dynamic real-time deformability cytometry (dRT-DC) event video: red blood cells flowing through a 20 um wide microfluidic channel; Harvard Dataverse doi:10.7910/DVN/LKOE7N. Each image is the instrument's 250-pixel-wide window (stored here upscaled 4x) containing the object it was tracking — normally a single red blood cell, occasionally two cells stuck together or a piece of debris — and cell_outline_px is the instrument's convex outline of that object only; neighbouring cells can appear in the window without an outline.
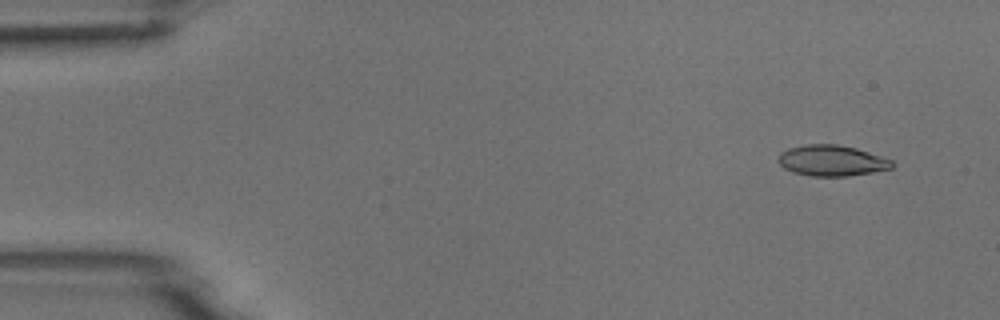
{"species": "common noctule bat (a hibernating species)", "species_latin": "Nyctalus noctula", "temperature_condition": "room temperature", "stored_images_in_passage": 4, "camera_frame_rate_fps": 3000, "um_per_image_px": 0.085, "animal": {"sex": "male", "body_mass_g": 18.8}, "frame": {"image": 1, "passage_image": 1, "time_ms": 0.0, "image_size_px": [1000, 320], "cell_outline_px": [[896, 164], [892, 168], [872, 172], [848, 176], [812, 176], [796, 172], [784, 168], [776, 160], [780, 152], [788, 148], [808, 144], [836, 144], [856, 148], [892, 160]], "centroid_in_image_um": [70.69, 13.64], "position_along_channel_um": 14.3, "area_um2": 20.4}}
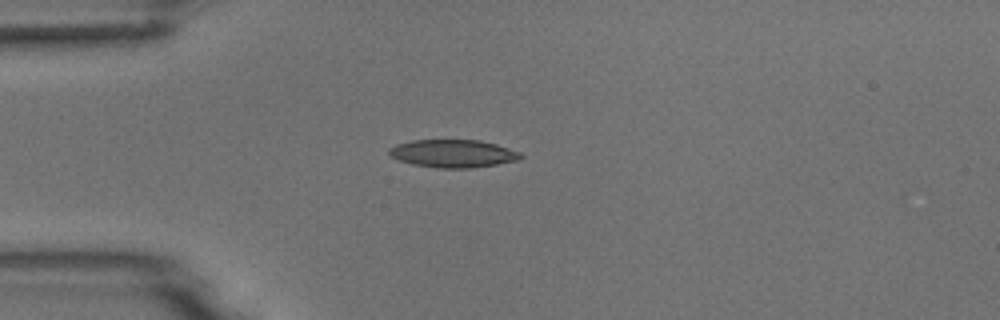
{"frame": {"image": 2, "passage_image": 4, "time_ms": 1.0, "image_size_px": [1000, 320], "cell_outline_px": [[524, 156], [520, 160], [496, 164], [468, 168], [436, 168], [412, 164], [400, 160], [392, 156], [388, 152], [388, 148], [396, 144], [412, 140], [480, 140], [496, 144], [520, 152]], "centroid_in_image_um": [38.52, 13.05], "position_along_channel_um": 46.5, "area_um2": 21.33}}